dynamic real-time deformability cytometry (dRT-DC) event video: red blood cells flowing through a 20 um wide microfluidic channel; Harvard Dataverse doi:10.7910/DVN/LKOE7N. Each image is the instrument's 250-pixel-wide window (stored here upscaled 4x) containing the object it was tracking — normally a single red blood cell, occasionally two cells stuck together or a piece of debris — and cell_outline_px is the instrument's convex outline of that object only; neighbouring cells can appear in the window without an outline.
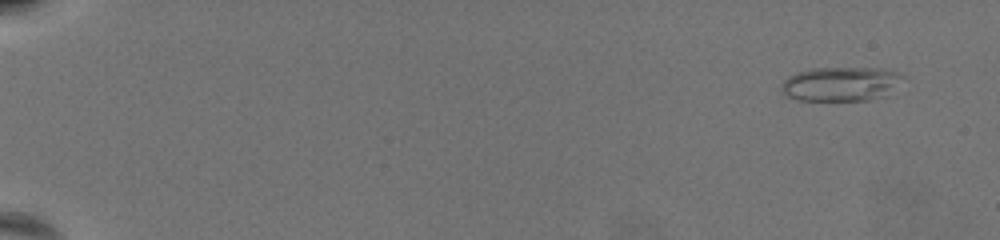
{"species": "common noctule bat (a hibernating species)", "species_latin": "Nyctalus noctula", "temperature_condition": "warm", "stored_images_in_passage": 61, "camera_frame_rate_fps": 3000, "um_per_image_px": 0.085, "animal": {"sex": "female", "body_mass_g": 19.5, "forearm_length_mm": 54.1}, "frame": {"image": 1, "passage_image": 5, "time_ms": 1.333, "image_size_px": [1000, 240], "cell_outline_px": [[904, 76], [884, 96], [868, 100], [796, 100], [784, 96], [780, 88], [784, 80], [788, 76], [796, 72], [812, 68], [876, 68], [892, 72]], "centroid_in_image_um": [71.34, 7.14], "position_along_channel_um": 13.7, "area_um2": 23.93}}
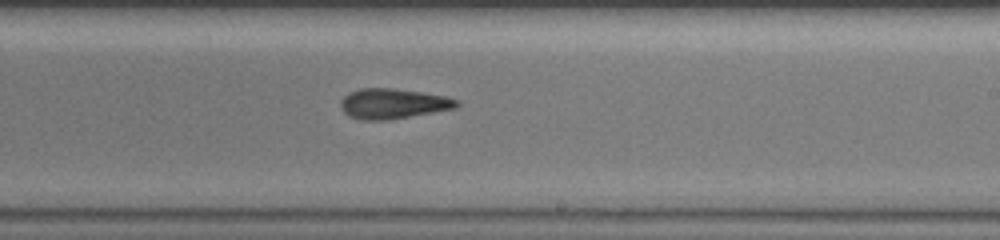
{"frame": {"image": 2, "passage_image": 40, "time_ms": 13.0, "image_size_px": [1000, 240], "cell_outline_px": [[460, 104], [456, 108], [384, 120], [360, 120], [348, 116], [340, 108], [340, 100], [348, 92], [360, 88], [392, 88], [420, 92], [444, 96], [460, 100]], "centroid_in_image_um": [33.36, 8.8], "position_along_channel_um": 255.6, "area_um2": 20.35}}
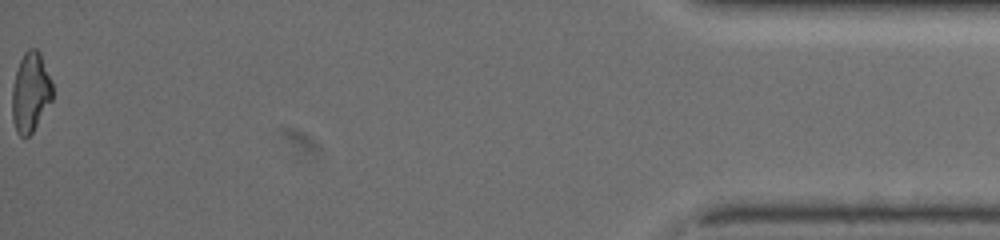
{"frame": {"image": 3, "passage_image": 61, "time_ms": 20.0, "image_size_px": [1000, 240], "cell_outline_px": [[52, 100], [32, 132], [28, 136], [20, 136], [16, 132], [12, 120], [12, 88], [16, 72], [20, 60], [24, 52], [28, 48], [36, 48], [40, 52], [52, 84]], "centroid_in_image_um": [2.58, 7.84], "position_along_channel_um": 432.6, "area_um2": 18.61}, "authors_computed_cell_mechanics": {"area_um2": 20.3456, "velocity_mm_per_s": 3.6947, "shape_relaxation_time_tau1_ms": null, "shape_relaxation_time_tau2_ms": 2.8139, "deformation_change_tau1": null, "deformation_change_tau2": 0.1093}}